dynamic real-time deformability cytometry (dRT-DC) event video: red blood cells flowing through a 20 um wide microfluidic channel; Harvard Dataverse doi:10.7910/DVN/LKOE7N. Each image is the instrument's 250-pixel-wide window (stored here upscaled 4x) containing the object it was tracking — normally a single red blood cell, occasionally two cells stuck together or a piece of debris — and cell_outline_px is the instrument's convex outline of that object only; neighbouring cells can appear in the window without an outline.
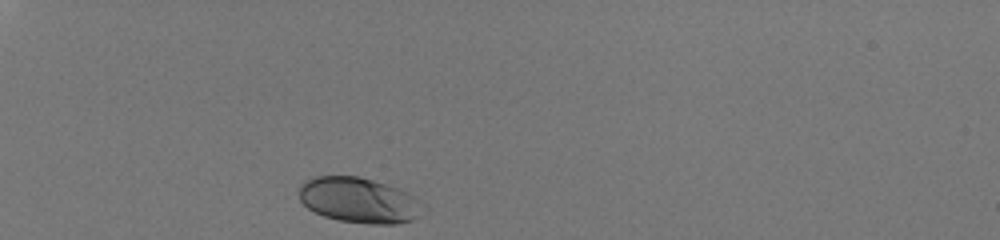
{"species": "human", "species_latin": "Homo sapiens", "temperature_condition": "room temperature", "stored_images_in_passage": 30, "camera_frame_rate_fps": 3000, "um_per_image_px": 0.085, "donor": {"sex": "male"}, "frame": {"image": 1, "passage_image": 1, "time_ms": 0.0, "image_size_px": [1000, 240], "cell_outline_px": [[428, 212], [416, 220], [396, 224], [372, 224], [340, 220], [324, 216], [308, 208], [300, 200], [300, 184], [304, 180], [312, 176], [356, 176], [372, 180], [396, 188], [416, 196], [428, 204]], "centroid_in_image_um": [30.63, 17.04], "position_along_channel_um": 54.4, "area_um2": 33.41}}
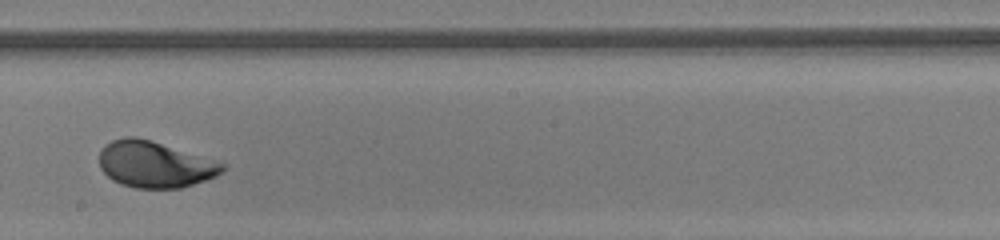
{"frame": {"image": 2, "passage_image": 18, "time_ms": 5.667, "image_size_px": [1000, 240], "cell_outline_px": [[224, 168], [216, 176], [208, 180], [180, 188], [136, 188], [120, 184], [112, 180], [100, 168], [100, 148], [104, 144], [112, 140], [124, 136], [136, 136], [152, 140], [224, 164]], "centroid_in_image_um": [13.1, 13.97], "position_along_channel_um": 235.1, "area_um2": 33.12}}
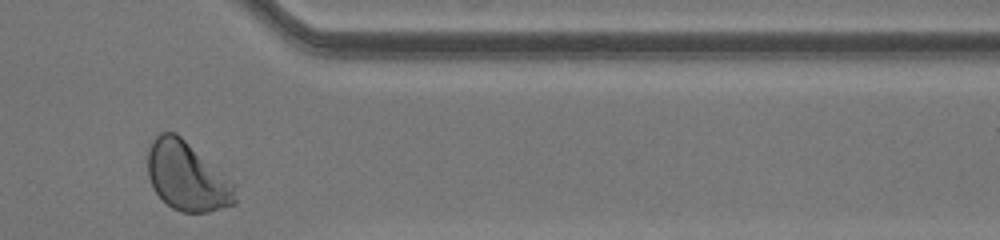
{"frame": {"image": 3, "passage_image": 30, "time_ms": 9.667, "image_size_px": [1000, 240], "cell_outline_px": [[236, 204], [208, 212], [180, 212], [172, 208], [152, 188], [148, 176], [148, 148], [152, 140], [160, 132], [176, 132], [236, 184]], "centroid_in_image_um": [15.91, 14.99], "position_along_channel_um": 395.5, "area_um2": 35.2}, "authors_computed_cell_mechanics": {"area_um2": 33.235, "velocity_mm_per_s": 4.0705, "shape_relaxation_time_tau1_ms": 2.1487, "shape_relaxation_time_tau2_ms": null, "deformation_change_tau1": 0.1157, "deformation_change_tau2": null}}